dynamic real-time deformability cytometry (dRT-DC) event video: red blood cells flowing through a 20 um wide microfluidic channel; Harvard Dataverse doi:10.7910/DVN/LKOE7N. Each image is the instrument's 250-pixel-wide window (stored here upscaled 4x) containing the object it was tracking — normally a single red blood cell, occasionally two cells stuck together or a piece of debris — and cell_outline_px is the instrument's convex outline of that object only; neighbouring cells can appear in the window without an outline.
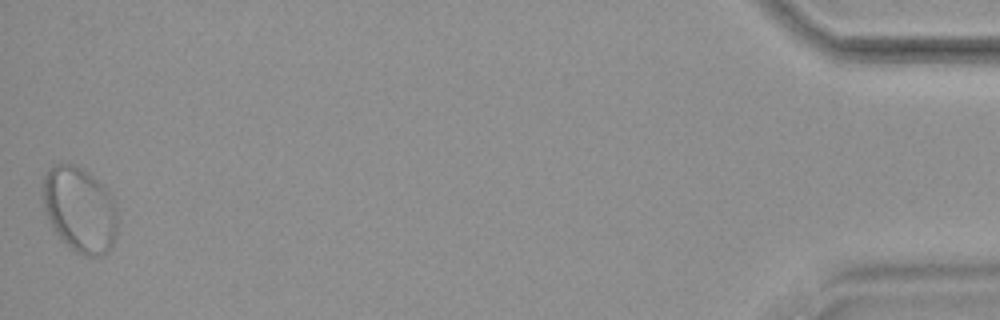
{"species": "common noctule bat (a hibernating species)", "species_latin": "Nyctalus noctula", "temperature_condition": "warm", "stored_images_in_passage": 52, "camera_frame_rate_fps": 3000, "um_per_image_px": 0.085, "animal": {"sex": "female", "body_mass_g": 18.4}, "frame": {"image": 1, "passage_image": 52, "time_ms": 17.0, "image_size_px": [1000, 320], "cell_outline_px": [[116, 236], [112, 248], [104, 256], [84, 256], [76, 252], [60, 240], [52, 228], [44, 208], [44, 176], [52, 164], [72, 164], [88, 172], [108, 192], [112, 200], [116, 212]], "centroid_in_image_um": [6.77, 17.86], "position_along_channel_um": 428.4, "area_um2": 36.93}, "authors_computed_cell_mechanics": {"area_um2": 27.5128, "velocity_mm_per_s": 3.7787, "shape_relaxation_time_tau1_ms": null, "shape_relaxation_time_tau2_ms": 1.5227, "deformation_change_tau1": null, "deformation_change_tau2": 0.0793}}